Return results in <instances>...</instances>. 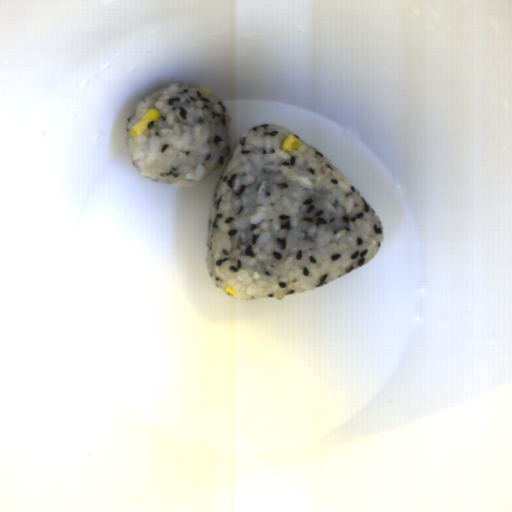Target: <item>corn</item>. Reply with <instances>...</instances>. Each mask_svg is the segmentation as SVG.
<instances>
[{
	"instance_id": "corn-1",
	"label": "corn",
	"mask_w": 512,
	"mask_h": 512,
	"mask_svg": "<svg viewBox=\"0 0 512 512\" xmlns=\"http://www.w3.org/2000/svg\"><path fill=\"white\" fill-rule=\"evenodd\" d=\"M161 115L158 110L151 108L146 114L131 128L130 134L135 137L141 135L152 122L160 119Z\"/></svg>"
},
{
	"instance_id": "corn-2",
	"label": "corn",
	"mask_w": 512,
	"mask_h": 512,
	"mask_svg": "<svg viewBox=\"0 0 512 512\" xmlns=\"http://www.w3.org/2000/svg\"><path fill=\"white\" fill-rule=\"evenodd\" d=\"M301 145L302 144H301L299 138L296 137L294 134H290L284 139V141L282 143V149H283V151L291 152Z\"/></svg>"
},
{
	"instance_id": "corn-3",
	"label": "corn",
	"mask_w": 512,
	"mask_h": 512,
	"mask_svg": "<svg viewBox=\"0 0 512 512\" xmlns=\"http://www.w3.org/2000/svg\"><path fill=\"white\" fill-rule=\"evenodd\" d=\"M225 292L228 293L229 295L239 294L236 290H234L231 286L228 285L225 287Z\"/></svg>"
}]
</instances>
